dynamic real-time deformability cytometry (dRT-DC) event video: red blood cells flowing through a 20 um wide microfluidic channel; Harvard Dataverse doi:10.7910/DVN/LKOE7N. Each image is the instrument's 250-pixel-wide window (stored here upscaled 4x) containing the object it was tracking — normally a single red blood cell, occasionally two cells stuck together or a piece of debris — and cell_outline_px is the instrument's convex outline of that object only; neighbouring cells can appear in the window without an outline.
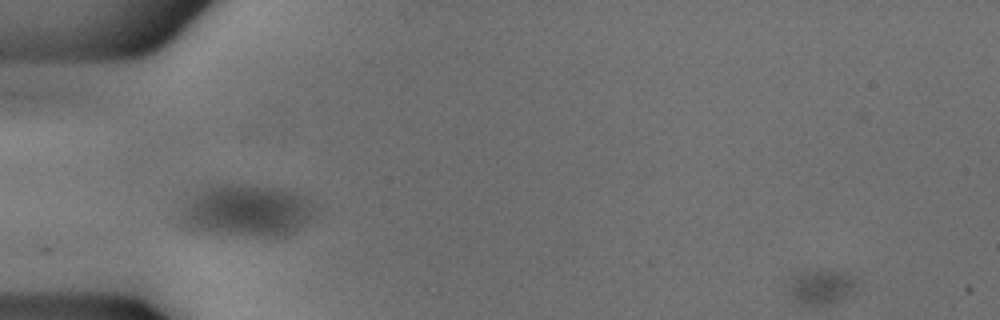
{"species": "common noctule bat (a hibernating species)", "species_latin": "Nyctalus noctula", "temperature_condition": "cold", "stored_images_in_passage": 9, "camera_frame_rate_fps": 3000, "um_per_image_px": 0.085, "animal": {"sex": "male", "body_mass_g": 18.8}, "frame": {"image": 1, "passage_image": 9, "time_ms": 2.667, "image_size_px": [1000, 320], "cell_outline_px": [[860, 280], [852, 292], [840, 300], [828, 304], [800, 304], [792, 292], [792, 276], [804, 272], [844, 272], [856, 276]], "centroid_in_image_um": [69.93, 24.39], "position_along_channel_um": 15.1, "area_um2": 12.95}}